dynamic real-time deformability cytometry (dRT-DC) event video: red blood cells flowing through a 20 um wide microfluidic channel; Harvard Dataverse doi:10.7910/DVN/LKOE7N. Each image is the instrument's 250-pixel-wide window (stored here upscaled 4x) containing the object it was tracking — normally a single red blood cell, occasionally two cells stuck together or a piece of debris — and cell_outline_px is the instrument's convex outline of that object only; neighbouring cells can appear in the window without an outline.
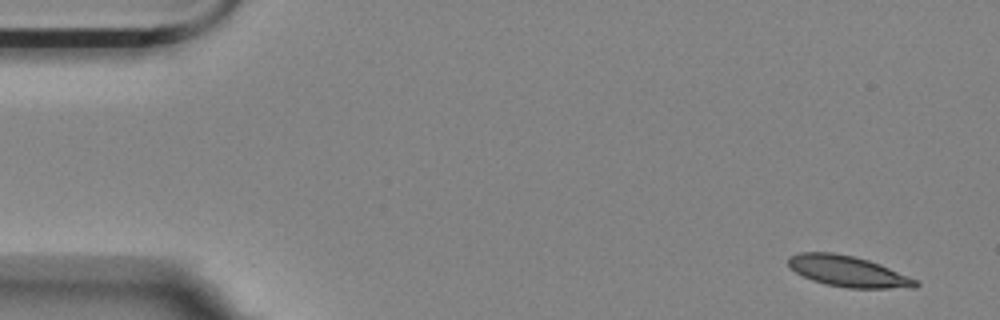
{"species": "Egyptian fruit bat (a non-hibernating species)", "species_latin": "Rousettus aegyptiacus", "temperature_condition": "room temperature", "stored_images_in_passage": 5, "camera_frame_rate_fps": 3000, "um_per_image_px": 0.085, "animal": {"sex": "female"}, "frame": {"image": 1, "passage_image": 1, "time_ms": 0.0, "image_size_px": [1000, 320], "cell_outline_px": [[920, 284], [916, 288], [848, 288], [824, 284], [812, 280], [796, 272], [788, 264], [788, 256], [800, 252], [832, 252], [852, 256], [868, 260], [880, 264], [908, 276], [916, 280]], "centroid_in_image_um": [72.08, 23.07], "position_along_channel_um": 12.9, "area_um2": 22.83}}
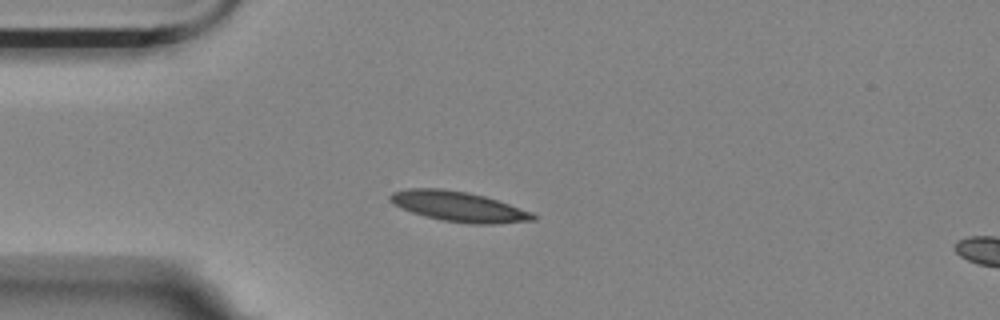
{"frame": {"image": 2, "passage_image": 4, "time_ms": 3.667, "image_size_px": [1000, 320], "cell_outline_px": [[536, 220], [496, 224], [468, 224], [444, 220], [424, 216], [400, 208], [392, 204], [388, 200], [388, 196], [392, 192], [408, 188], [440, 188], [468, 192], [484, 196], [532, 212], [536, 216]], "centroid_in_image_um": [38.94, 17.55], "position_along_channel_um": 46.1, "area_um2": 25.14}}